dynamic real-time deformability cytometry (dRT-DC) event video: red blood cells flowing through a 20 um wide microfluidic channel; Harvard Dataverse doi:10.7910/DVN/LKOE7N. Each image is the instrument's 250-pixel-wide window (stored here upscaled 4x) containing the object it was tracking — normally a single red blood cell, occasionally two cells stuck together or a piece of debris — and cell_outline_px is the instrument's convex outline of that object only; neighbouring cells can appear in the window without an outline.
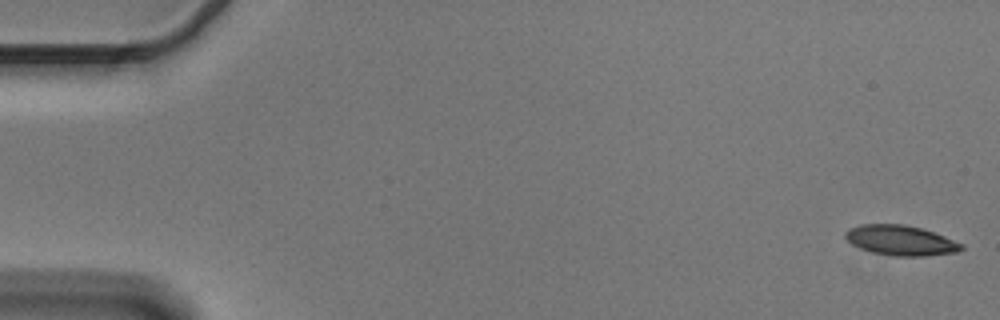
{"species": "Egyptian fruit bat (a non-hibernating species)", "species_latin": "Rousettus aegyptiacus", "temperature_condition": "cold", "stored_images_in_passage": 5, "camera_frame_rate_fps": 3000, "um_per_image_px": 0.085, "animal": {"sex": "male"}, "frame": {"image": 1, "passage_image": 1, "time_ms": 0.0, "image_size_px": [1000, 320], "cell_outline_px": [[964, 248], [956, 252], [924, 256], [896, 256], [872, 252], [860, 248], [852, 244], [844, 236], [844, 232], [848, 228], [860, 224], [904, 224], [920, 228], [944, 236], [964, 244]], "centroid_in_image_um": [76.54, 20.42], "position_along_channel_um": 8.5, "area_um2": 20.29}}
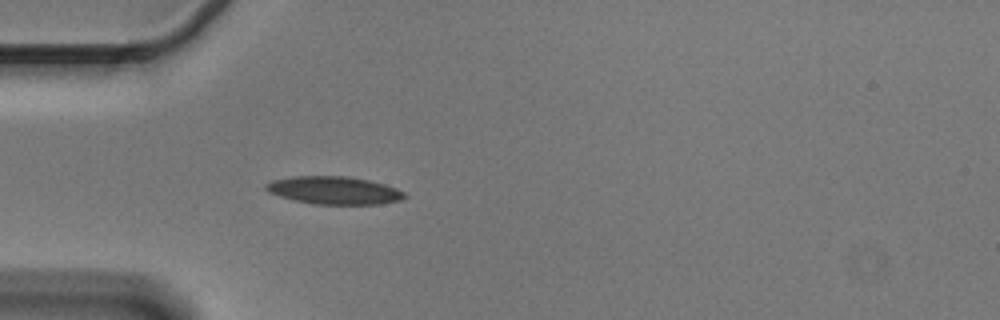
{"frame": {"image": 2, "passage_image": 5, "time_ms": 1.333, "image_size_px": [1000, 320], "cell_outline_px": [[408, 196], [400, 200], [380, 204], [312, 204], [280, 196], [268, 192], [264, 188], [264, 184], [272, 180], [292, 176], [348, 176], [368, 180], [384, 184], [396, 188], [404, 192]], "centroid_in_image_um": [28.38, 16.17], "position_along_channel_um": 56.6, "area_um2": 22.48}}